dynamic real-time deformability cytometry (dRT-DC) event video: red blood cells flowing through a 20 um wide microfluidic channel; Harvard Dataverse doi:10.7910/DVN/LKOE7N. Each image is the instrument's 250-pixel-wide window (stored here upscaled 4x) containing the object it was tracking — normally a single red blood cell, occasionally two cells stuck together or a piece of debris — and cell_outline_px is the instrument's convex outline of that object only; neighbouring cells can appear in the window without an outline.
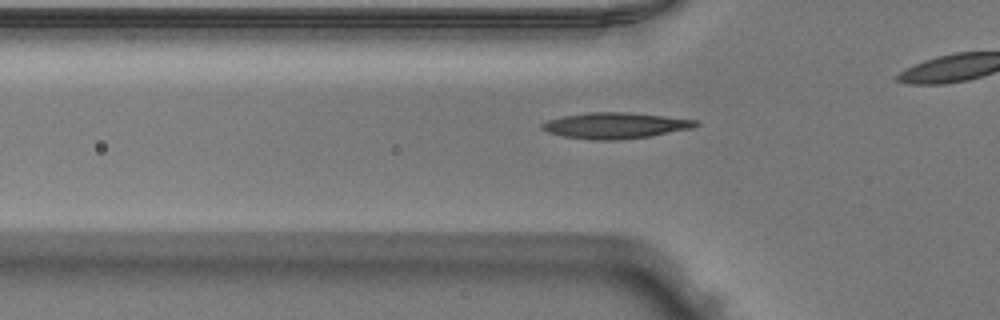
{"species": "Egyptian fruit bat (a non-hibernating species)", "species_latin": "Rousettus aegyptiacus", "temperature_condition": "warm", "stored_images_in_passage": 29, "camera_frame_rate_fps": 3000, "um_per_image_px": 0.085, "animal": {"sex": "male"}, "frame": {"image": 1, "passage_image": 5, "time_ms": 1.333, "image_size_px": [1000, 320], "cell_outline_px": [[700, 124], [692, 128], [652, 136], [616, 140], [592, 140], [564, 136], [548, 132], [540, 128], [540, 124], [548, 120], [564, 116], [588, 112], [628, 112], [664, 116], [696, 120]], "centroid_in_image_um": [52.29, 10.67], "position_along_channel_um": 73.5, "area_um2": 23.24}}
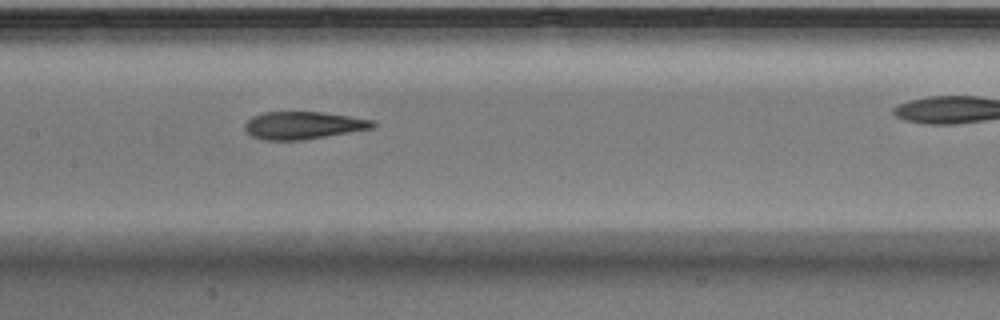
{"frame": {"image": 2, "passage_image": 13, "time_ms": 4.0, "image_size_px": [1000, 320], "cell_outline_px": [[376, 124], [372, 128], [300, 140], [264, 140], [252, 136], [244, 128], [244, 124], [252, 116], [264, 112], [324, 112], [376, 120]], "centroid_in_image_um": [25.76, 10.64], "position_along_channel_um": 181.6, "area_um2": 20.4}}
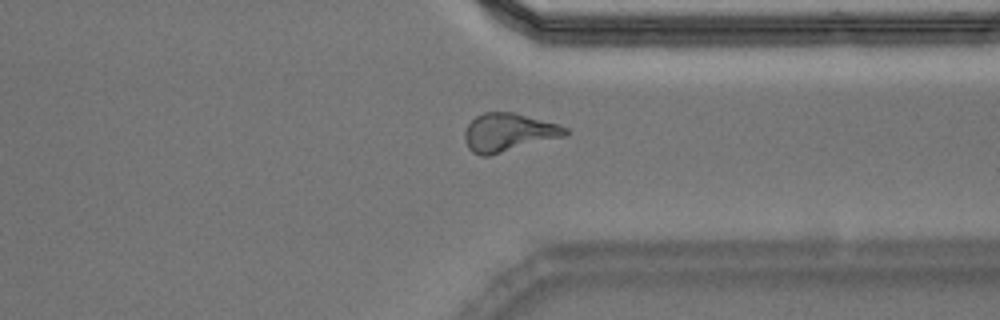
{"frame": {"image": 3, "passage_image": 27, "time_ms": 8.667, "image_size_px": [1000, 320], "cell_outline_px": [[568, 132], [564, 136], [488, 156], [480, 156], [472, 152], [468, 148], [464, 140], [464, 132], [468, 124], [476, 116], [484, 112], [512, 112], [560, 124], [568, 128]], "centroid_in_image_um": [43.19, 11.25], "position_along_channel_um": 368.2, "area_um2": 22.37}}